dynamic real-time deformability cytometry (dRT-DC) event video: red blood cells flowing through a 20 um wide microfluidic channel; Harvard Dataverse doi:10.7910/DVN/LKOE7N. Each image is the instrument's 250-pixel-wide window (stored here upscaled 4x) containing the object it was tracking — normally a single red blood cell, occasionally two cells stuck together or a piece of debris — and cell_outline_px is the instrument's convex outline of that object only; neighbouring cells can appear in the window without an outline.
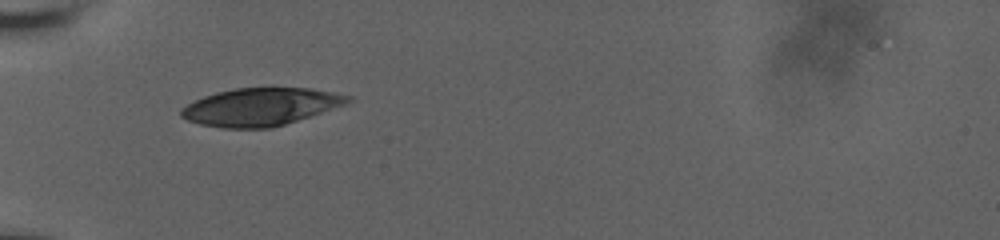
{"species": "human", "species_latin": "Homo sapiens", "temperature_condition": "room temperature", "stored_images_in_passage": 2, "camera_frame_rate_fps": 3000, "um_per_image_px": 0.085, "donor": {"sex": "male"}, "frame": {"image": 1, "passage_image": 1, "time_ms": 0.0, "image_size_px": [1000, 240], "cell_outline_px": [[352, 100], [344, 104], [284, 124], [268, 128], [224, 128], [200, 124], [188, 120], [180, 116], [180, 108], [204, 96], [216, 92], [236, 88], [272, 84], [312, 88], [352, 96]], "centroid_in_image_um": [22.14, 9.02], "position_along_channel_um": 62.9, "area_um2": 37.17}}